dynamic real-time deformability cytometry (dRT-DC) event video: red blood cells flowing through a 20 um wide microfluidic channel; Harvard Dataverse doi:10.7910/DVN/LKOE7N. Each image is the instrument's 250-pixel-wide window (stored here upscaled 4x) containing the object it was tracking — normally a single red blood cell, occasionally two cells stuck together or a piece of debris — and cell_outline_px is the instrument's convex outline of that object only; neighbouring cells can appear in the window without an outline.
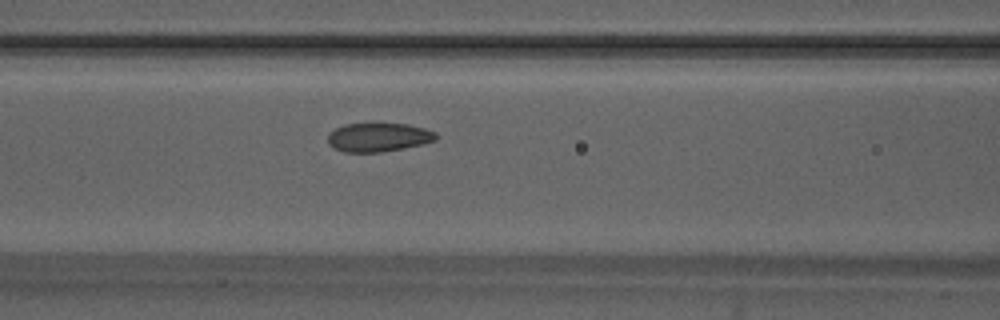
{"species": "Egyptian fruit bat (a non-hibernating species)", "species_latin": "Rousettus aegyptiacus", "temperature_condition": "warm", "stored_images_in_passage": 53, "camera_frame_rate_fps": 3000, "um_per_image_px": 0.085, "animal": {"sex": "male"}, "frame": {"image": 1, "passage_image": 22, "time_ms": 7.0, "image_size_px": [1000, 320], "cell_outline_px": [[436, 140], [424, 144], [380, 152], [344, 152], [332, 148], [328, 144], [328, 132], [344, 124], [372, 120], [408, 124], [424, 128], [436, 132]], "centroid_in_image_um": [32.12, 11.61], "position_along_channel_um": 134.5, "area_um2": 19.07}}
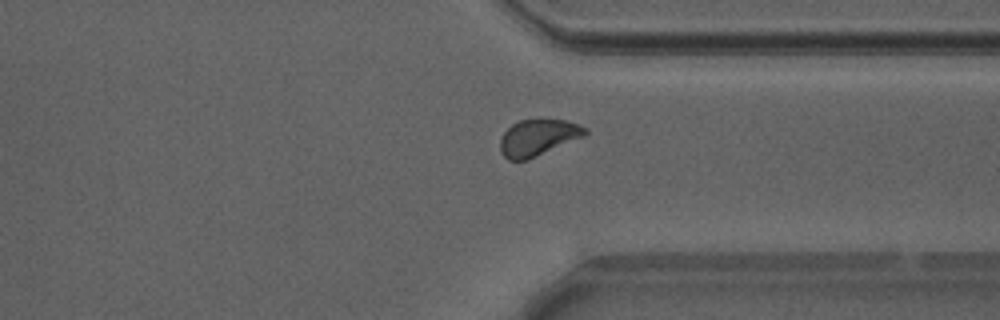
{"frame": {"image": 2, "passage_image": 40, "time_ms": 13.0, "image_size_px": [1000, 320], "cell_outline_px": [[588, 132], [584, 136], [528, 160], [508, 160], [500, 152], [500, 140], [504, 132], [512, 124], [520, 120], [564, 120], [580, 124], [588, 128]], "centroid_in_image_um": [45.73, 11.7], "position_along_channel_um": 365.7, "area_um2": 17.98}}
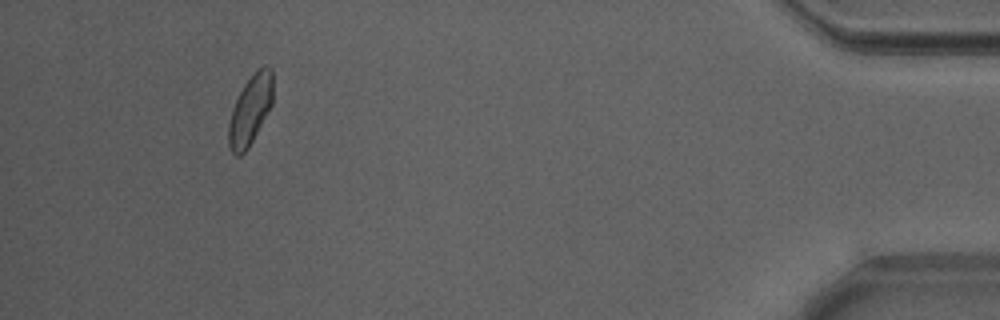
{"frame": {"image": 3, "passage_image": 49, "time_ms": 16.0, "image_size_px": [1000, 320], "cell_outline_px": [[272, 104], [248, 148], [240, 156], [236, 156], [228, 148], [228, 124], [232, 108], [244, 84], [256, 68], [264, 64], [268, 64], [272, 68]], "centroid_in_image_um": [21.26, 9.31], "position_along_channel_um": 413.9, "area_um2": 18.09}, "authors_computed_cell_mechanics": {"area_um2": 18.3804, "velocity_mm_per_s": 3.8569, "shape_relaxation_time_tau1_ms": 3.9151, "shape_relaxation_time_tau2_ms": 1.0296, "deformation_change_tau1": 0.0869, "deformation_change_tau2": 0.0298}}